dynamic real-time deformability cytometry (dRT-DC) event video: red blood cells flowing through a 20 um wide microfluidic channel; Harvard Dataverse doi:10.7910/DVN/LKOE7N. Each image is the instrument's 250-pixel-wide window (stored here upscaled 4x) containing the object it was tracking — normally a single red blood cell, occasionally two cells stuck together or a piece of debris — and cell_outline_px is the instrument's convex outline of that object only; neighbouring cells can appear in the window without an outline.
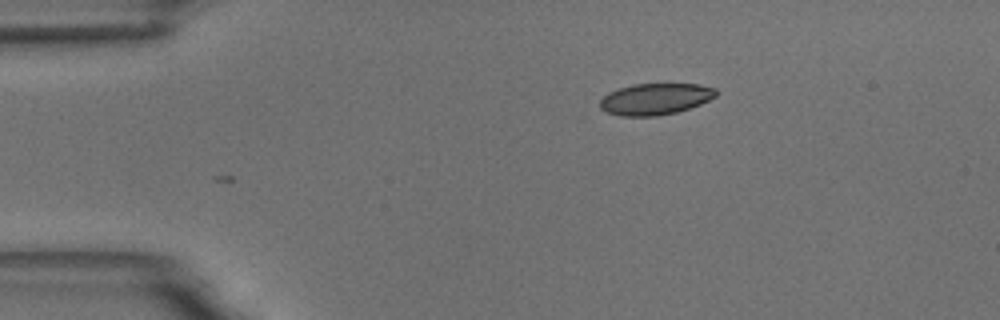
{"species": "common noctule bat (a hibernating species)", "species_latin": "Nyctalus noctula", "temperature_condition": "room temperature", "stored_images_in_passage": 3, "camera_frame_rate_fps": 3000, "um_per_image_px": 0.085, "animal": {"sex": "male", "body_mass_g": 18.8}, "frame": {"image": 1, "passage_image": 1, "time_ms": 0.0, "image_size_px": [1000, 320], "cell_outline_px": [[716, 96], [700, 104], [676, 112], [656, 116], [620, 116], [608, 112], [600, 108], [600, 100], [608, 92], [632, 84], [700, 84], [716, 88]], "centroid_in_image_um": [55.69, 8.41], "position_along_channel_um": 29.3, "area_um2": 21.15}}